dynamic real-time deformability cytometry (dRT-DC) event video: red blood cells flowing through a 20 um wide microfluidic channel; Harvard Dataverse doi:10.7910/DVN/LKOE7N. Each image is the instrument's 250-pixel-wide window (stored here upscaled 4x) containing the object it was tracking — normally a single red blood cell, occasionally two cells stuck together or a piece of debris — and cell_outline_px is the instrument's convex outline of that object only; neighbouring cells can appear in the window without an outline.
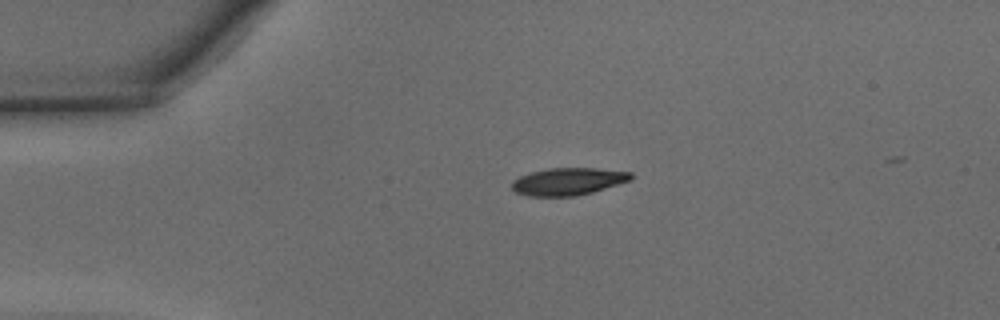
{"species": "common noctule bat (a hibernating species)", "species_latin": "Nyctalus noctula", "temperature_condition": "warm", "stored_images_in_passage": 36, "camera_frame_rate_fps": 3000, "um_per_image_px": 0.085, "animal": {"sex": "male", "body_mass_g": 15.6}, "frame": {"image": 1, "passage_image": 1, "time_ms": 0.0, "image_size_px": [1000, 320], "cell_outline_px": [[632, 180], [592, 192], [576, 196], [528, 196], [516, 192], [512, 188], [512, 180], [520, 176], [532, 172], [548, 168], [596, 168], [632, 172]], "centroid_in_image_um": [48.3, 15.42], "position_along_channel_um": 36.7, "area_um2": 18.96}}
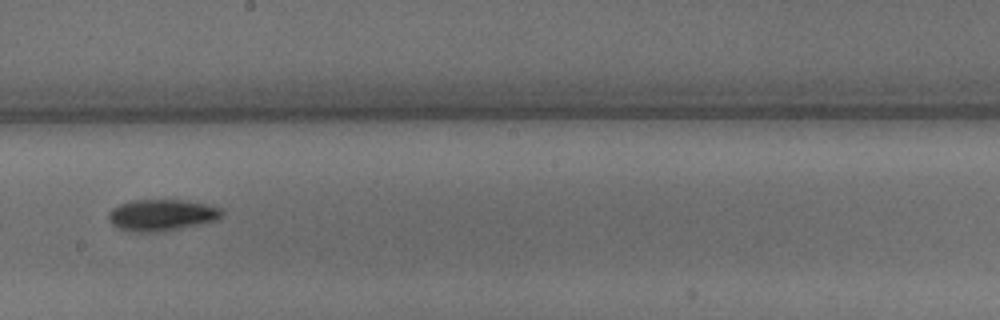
{"frame": {"image": 2, "passage_image": 17, "time_ms": 5.333, "image_size_px": [1000, 320], "cell_outline_px": [[224, 212], [216, 220], [200, 224], [164, 232], [132, 232], [116, 228], [108, 220], [108, 212], [112, 208], [120, 204], [136, 200], [180, 200], [204, 204], [220, 208]], "centroid_in_image_um": [13.69, 18.3], "position_along_channel_um": 234.5, "area_um2": 20.81}}
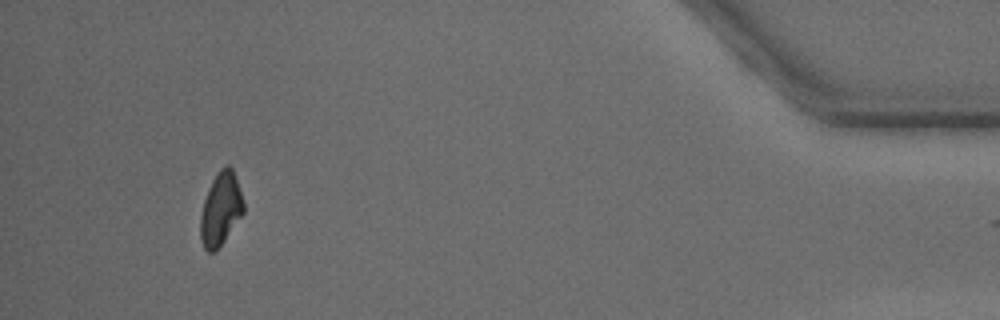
{"frame": {"image": 3, "passage_image": 34, "time_ms": 11.0, "image_size_px": [1000, 320], "cell_outline_px": [[244, 212], [216, 252], [208, 252], [204, 248], [200, 240], [200, 216], [204, 200], [208, 188], [216, 172], [220, 168], [228, 164], [232, 168], [244, 204]], "centroid_in_image_um": [18.73, 17.78], "position_along_channel_um": 416.5, "area_um2": 18.32}, "authors_computed_cell_mechanics": {"area_um2": 19.4786, "velocity_mm_per_s": 4.3859, "shape_relaxation_time_tau1_ms": 1.8719, "shape_relaxation_time_tau2_ms": 3.1926, "deformation_change_tau1": 0.1231, "deformation_change_tau2": 0.084}}